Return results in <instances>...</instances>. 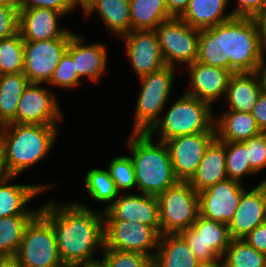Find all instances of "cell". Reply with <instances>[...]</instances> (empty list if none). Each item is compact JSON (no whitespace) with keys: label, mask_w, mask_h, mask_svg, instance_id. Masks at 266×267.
<instances>
[{"label":"cell","mask_w":266,"mask_h":267,"mask_svg":"<svg viewBox=\"0 0 266 267\" xmlns=\"http://www.w3.org/2000/svg\"><path fill=\"white\" fill-rule=\"evenodd\" d=\"M55 201L39 207L40 213L52 224L57 249L63 265H80L93 259L98 246H105L104 216L84 204Z\"/></svg>","instance_id":"obj_1"},{"label":"cell","mask_w":266,"mask_h":267,"mask_svg":"<svg viewBox=\"0 0 266 267\" xmlns=\"http://www.w3.org/2000/svg\"><path fill=\"white\" fill-rule=\"evenodd\" d=\"M57 130L56 125H4L0 129V146L10 174L15 177L40 162L52 149Z\"/></svg>","instance_id":"obj_2"},{"label":"cell","mask_w":266,"mask_h":267,"mask_svg":"<svg viewBox=\"0 0 266 267\" xmlns=\"http://www.w3.org/2000/svg\"><path fill=\"white\" fill-rule=\"evenodd\" d=\"M126 144L131 148L130 158L141 193L158 196L179 181L174 174L165 142L160 141L155 145L149 133L133 132Z\"/></svg>","instance_id":"obj_3"},{"label":"cell","mask_w":266,"mask_h":267,"mask_svg":"<svg viewBox=\"0 0 266 267\" xmlns=\"http://www.w3.org/2000/svg\"><path fill=\"white\" fill-rule=\"evenodd\" d=\"M221 48L223 69L256 72L264 54L256 18L234 16L221 23Z\"/></svg>","instance_id":"obj_4"},{"label":"cell","mask_w":266,"mask_h":267,"mask_svg":"<svg viewBox=\"0 0 266 267\" xmlns=\"http://www.w3.org/2000/svg\"><path fill=\"white\" fill-rule=\"evenodd\" d=\"M213 113L209 103L185 93L148 133L153 136L161 128L159 140L165 142L178 136L215 132Z\"/></svg>","instance_id":"obj_5"},{"label":"cell","mask_w":266,"mask_h":267,"mask_svg":"<svg viewBox=\"0 0 266 267\" xmlns=\"http://www.w3.org/2000/svg\"><path fill=\"white\" fill-rule=\"evenodd\" d=\"M160 234H178L191 227L200 214L199 194L188 181H178L157 196Z\"/></svg>","instance_id":"obj_6"},{"label":"cell","mask_w":266,"mask_h":267,"mask_svg":"<svg viewBox=\"0 0 266 267\" xmlns=\"http://www.w3.org/2000/svg\"><path fill=\"white\" fill-rule=\"evenodd\" d=\"M22 267H61L52 224L38 212L25 227L15 256Z\"/></svg>","instance_id":"obj_7"},{"label":"cell","mask_w":266,"mask_h":267,"mask_svg":"<svg viewBox=\"0 0 266 267\" xmlns=\"http://www.w3.org/2000/svg\"><path fill=\"white\" fill-rule=\"evenodd\" d=\"M174 73L175 68L166 66L139 78L142 86L136 103L133 132L148 133L160 120L159 115L168 101Z\"/></svg>","instance_id":"obj_8"},{"label":"cell","mask_w":266,"mask_h":267,"mask_svg":"<svg viewBox=\"0 0 266 267\" xmlns=\"http://www.w3.org/2000/svg\"><path fill=\"white\" fill-rule=\"evenodd\" d=\"M179 234L202 265L221 261L232 241L228 224L208 219L200 214L191 227Z\"/></svg>","instance_id":"obj_9"},{"label":"cell","mask_w":266,"mask_h":267,"mask_svg":"<svg viewBox=\"0 0 266 267\" xmlns=\"http://www.w3.org/2000/svg\"><path fill=\"white\" fill-rule=\"evenodd\" d=\"M167 66L175 68V62L191 65L198 59L199 30L179 17H172L155 29Z\"/></svg>","instance_id":"obj_10"},{"label":"cell","mask_w":266,"mask_h":267,"mask_svg":"<svg viewBox=\"0 0 266 267\" xmlns=\"http://www.w3.org/2000/svg\"><path fill=\"white\" fill-rule=\"evenodd\" d=\"M160 233L150 226L126 220H104L105 246L103 249L139 252L153 260Z\"/></svg>","instance_id":"obj_11"},{"label":"cell","mask_w":266,"mask_h":267,"mask_svg":"<svg viewBox=\"0 0 266 267\" xmlns=\"http://www.w3.org/2000/svg\"><path fill=\"white\" fill-rule=\"evenodd\" d=\"M70 38L42 41H24L23 74L30 83L49 82L62 56L67 51Z\"/></svg>","instance_id":"obj_12"},{"label":"cell","mask_w":266,"mask_h":267,"mask_svg":"<svg viewBox=\"0 0 266 267\" xmlns=\"http://www.w3.org/2000/svg\"><path fill=\"white\" fill-rule=\"evenodd\" d=\"M215 139V132H200L165 141L174 174L179 181H189L192 178L207 148Z\"/></svg>","instance_id":"obj_13"},{"label":"cell","mask_w":266,"mask_h":267,"mask_svg":"<svg viewBox=\"0 0 266 267\" xmlns=\"http://www.w3.org/2000/svg\"><path fill=\"white\" fill-rule=\"evenodd\" d=\"M40 83H29L20 97L16 118L11 123L57 125L62 119L54 93Z\"/></svg>","instance_id":"obj_14"},{"label":"cell","mask_w":266,"mask_h":267,"mask_svg":"<svg viewBox=\"0 0 266 267\" xmlns=\"http://www.w3.org/2000/svg\"><path fill=\"white\" fill-rule=\"evenodd\" d=\"M244 191V187L240 182L226 178L199 192L200 215L214 221L229 224L233 219Z\"/></svg>","instance_id":"obj_15"},{"label":"cell","mask_w":266,"mask_h":267,"mask_svg":"<svg viewBox=\"0 0 266 267\" xmlns=\"http://www.w3.org/2000/svg\"><path fill=\"white\" fill-rule=\"evenodd\" d=\"M122 38L131 65L139 78L167 66L155 30H132Z\"/></svg>","instance_id":"obj_16"},{"label":"cell","mask_w":266,"mask_h":267,"mask_svg":"<svg viewBox=\"0 0 266 267\" xmlns=\"http://www.w3.org/2000/svg\"><path fill=\"white\" fill-rule=\"evenodd\" d=\"M104 220H126L154 227L160 233L157 196L124 194L104 211Z\"/></svg>","instance_id":"obj_17"},{"label":"cell","mask_w":266,"mask_h":267,"mask_svg":"<svg viewBox=\"0 0 266 267\" xmlns=\"http://www.w3.org/2000/svg\"><path fill=\"white\" fill-rule=\"evenodd\" d=\"M62 13L47 8L19 11V32L23 41H42L71 38L72 32L58 27L57 17Z\"/></svg>","instance_id":"obj_18"},{"label":"cell","mask_w":266,"mask_h":267,"mask_svg":"<svg viewBox=\"0 0 266 267\" xmlns=\"http://www.w3.org/2000/svg\"><path fill=\"white\" fill-rule=\"evenodd\" d=\"M191 78V88L185 93L199 100L205 101L212 106L213 101L221 95H226L231 75L230 70L213 67L195 61L188 65Z\"/></svg>","instance_id":"obj_19"},{"label":"cell","mask_w":266,"mask_h":267,"mask_svg":"<svg viewBox=\"0 0 266 267\" xmlns=\"http://www.w3.org/2000/svg\"><path fill=\"white\" fill-rule=\"evenodd\" d=\"M265 222L262 182L249 192L244 191L233 219L228 224L232 239H243L258 225Z\"/></svg>","instance_id":"obj_20"},{"label":"cell","mask_w":266,"mask_h":267,"mask_svg":"<svg viewBox=\"0 0 266 267\" xmlns=\"http://www.w3.org/2000/svg\"><path fill=\"white\" fill-rule=\"evenodd\" d=\"M83 37L72 33L67 52L72 56L75 69L80 78L86 76L96 82L106 70L107 49L103 44L84 45Z\"/></svg>","instance_id":"obj_21"},{"label":"cell","mask_w":266,"mask_h":267,"mask_svg":"<svg viewBox=\"0 0 266 267\" xmlns=\"http://www.w3.org/2000/svg\"><path fill=\"white\" fill-rule=\"evenodd\" d=\"M226 178L228 177L225 142L215 139L207 148L196 173L188 182L199 193Z\"/></svg>","instance_id":"obj_22"},{"label":"cell","mask_w":266,"mask_h":267,"mask_svg":"<svg viewBox=\"0 0 266 267\" xmlns=\"http://www.w3.org/2000/svg\"><path fill=\"white\" fill-rule=\"evenodd\" d=\"M152 264L155 267H200L202 265L179 233L160 235Z\"/></svg>","instance_id":"obj_23"},{"label":"cell","mask_w":266,"mask_h":267,"mask_svg":"<svg viewBox=\"0 0 266 267\" xmlns=\"http://www.w3.org/2000/svg\"><path fill=\"white\" fill-rule=\"evenodd\" d=\"M257 72L233 73L230 77L226 98L230 110L251 113L261 92V82Z\"/></svg>","instance_id":"obj_24"},{"label":"cell","mask_w":266,"mask_h":267,"mask_svg":"<svg viewBox=\"0 0 266 267\" xmlns=\"http://www.w3.org/2000/svg\"><path fill=\"white\" fill-rule=\"evenodd\" d=\"M218 119L214 120V129L220 142H242L262 132L248 112L229 110Z\"/></svg>","instance_id":"obj_25"},{"label":"cell","mask_w":266,"mask_h":267,"mask_svg":"<svg viewBox=\"0 0 266 267\" xmlns=\"http://www.w3.org/2000/svg\"><path fill=\"white\" fill-rule=\"evenodd\" d=\"M228 0H190L185 11L179 16L191 27L209 29L234 17L224 15Z\"/></svg>","instance_id":"obj_26"},{"label":"cell","mask_w":266,"mask_h":267,"mask_svg":"<svg viewBox=\"0 0 266 267\" xmlns=\"http://www.w3.org/2000/svg\"><path fill=\"white\" fill-rule=\"evenodd\" d=\"M13 178L14 176L0 184V218L13 215H36L40 209L29 211L25 208L26 203L50 185L8 184Z\"/></svg>","instance_id":"obj_27"},{"label":"cell","mask_w":266,"mask_h":267,"mask_svg":"<svg viewBox=\"0 0 266 267\" xmlns=\"http://www.w3.org/2000/svg\"><path fill=\"white\" fill-rule=\"evenodd\" d=\"M83 10L86 15L97 11L104 24L118 37L132 31L129 0H92Z\"/></svg>","instance_id":"obj_28"},{"label":"cell","mask_w":266,"mask_h":267,"mask_svg":"<svg viewBox=\"0 0 266 267\" xmlns=\"http://www.w3.org/2000/svg\"><path fill=\"white\" fill-rule=\"evenodd\" d=\"M29 83L23 72L0 75V129L16 118L20 97Z\"/></svg>","instance_id":"obj_29"},{"label":"cell","mask_w":266,"mask_h":267,"mask_svg":"<svg viewBox=\"0 0 266 267\" xmlns=\"http://www.w3.org/2000/svg\"><path fill=\"white\" fill-rule=\"evenodd\" d=\"M132 30H155L171 19L165 0H129Z\"/></svg>","instance_id":"obj_30"},{"label":"cell","mask_w":266,"mask_h":267,"mask_svg":"<svg viewBox=\"0 0 266 267\" xmlns=\"http://www.w3.org/2000/svg\"><path fill=\"white\" fill-rule=\"evenodd\" d=\"M35 215H13L0 218V256L15 257L27 224Z\"/></svg>","instance_id":"obj_31"},{"label":"cell","mask_w":266,"mask_h":267,"mask_svg":"<svg viewBox=\"0 0 266 267\" xmlns=\"http://www.w3.org/2000/svg\"><path fill=\"white\" fill-rule=\"evenodd\" d=\"M221 261L224 267H266V254L250 246L245 239H232Z\"/></svg>","instance_id":"obj_32"},{"label":"cell","mask_w":266,"mask_h":267,"mask_svg":"<svg viewBox=\"0 0 266 267\" xmlns=\"http://www.w3.org/2000/svg\"><path fill=\"white\" fill-rule=\"evenodd\" d=\"M198 62L223 68L221 48V23L209 29L199 30Z\"/></svg>","instance_id":"obj_33"},{"label":"cell","mask_w":266,"mask_h":267,"mask_svg":"<svg viewBox=\"0 0 266 267\" xmlns=\"http://www.w3.org/2000/svg\"><path fill=\"white\" fill-rule=\"evenodd\" d=\"M24 41L21 33L0 40V75L23 72Z\"/></svg>","instance_id":"obj_34"},{"label":"cell","mask_w":266,"mask_h":267,"mask_svg":"<svg viewBox=\"0 0 266 267\" xmlns=\"http://www.w3.org/2000/svg\"><path fill=\"white\" fill-rule=\"evenodd\" d=\"M85 186L90 196L96 201L110 202L104 211L114 202L120 193L110 176L109 170L91 169L85 177Z\"/></svg>","instance_id":"obj_35"},{"label":"cell","mask_w":266,"mask_h":267,"mask_svg":"<svg viewBox=\"0 0 266 267\" xmlns=\"http://www.w3.org/2000/svg\"><path fill=\"white\" fill-rule=\"evenodd\" d=\"M226 174L231 180L241 182L243 175L257 173L251 166L246 147L241 142L225 143Z\"/></svg>","instance_id":"obj_36"},{"label":"cell","mask_w":266,"mask_h":267,"mask_svg":"<svg viewBox=\"0 0 266 267\" xmlns=\"http://www.w3.org/2000/svg\"><path fill=\"white\" fill-rule=\"evenodd\" d=\"M108 170L119 192L137 187L134 165L130 156L115 157L111 160Z\"/></svg>","instance_id":"obj_37"},{"label":"cell","mask_w":266,"mask_h":267,"mask_svg":"<svg viewBox=\"0 0 266 267\" xmlns=\"http://www.w3.org/2000/svg\"><path fill=\"white\" fill-rule=\"evenodd\" d=\"M106 267H149L152 259L139 252L104 249L103 260Z\"/></svg>","instance_id":"obj_38"},{"label":"cell","mask_w":266,"mask_h":267,"mask_svg":"<svg viewBox=\"0 0 266 267\" xmlns=\"http://www.w3.org/2000/svg\"><path fill=\"white\" fill-rule=\"evenodd\" d=\"M63 88L76 87L80 83V77L75 69L72 56L66 51L54 70L53 76L48 82Z\"/></svg>","instance_id":"obj_39"},{"label":"cell","mask_w":266,"mask_h":267,"mask_svg":"<svg viewBox=\"0 0 266 267\" xmlns=\"http://www.w3.org/2000/svg\"><path fill=\"white\" fill-rule=\"evenodd\" d=\"M241 143L246 147L250 166L256 172L266 167V132H260Z\"/></svg>","instance_id":"obj_40"},{"label":"cell","mask_w":266,"mask_h":267,"mask_svg":"<svg viewBox=\"0 0 266 267\" xmlns=\"http://www.w3.org/2000/svg\"><path fill=\"white\" fill-rule=\"evenodd\" d=\"M19 32V10L15 7L0 5V40Z\"/></svg>","instance_id":"obj_41"},{"label":"cell","mask_w":266,"mask_h":267,"mask_svg":"<svg viewBox=\"0 0 266 267\" xmlns=\"http://www.w3.org/2000/svg\"><path fill=\"white\" fill-rule=\"evenodd\" d=\"M74 7L72 0H19L18 3L19 11L31 8H47L66 14Z\"/></svg>","instance_id":"obj_42"},{"label":"cell","mask_w":266,"mask_h":267,"mask_svg":"<svg viewBox=\"0 0 266 267\" xmlns=\"http://www.w3.org/2000/svg\"><path fill=\"white\" fill-rule=\"evenodd\" d=\"M233 10L234 16L253 17L266 10V0H238V7Z\"/></svg>","instance_id":"obj_43"},{"label":"cell","mask_w":266,"mask_h":267,"mask_svg":"<svg viewBox=\"0 0 266 267\" xmlns=\"http://www.w3.org/2000/svg\"><path fill=\"white\" fill-rule=\"evenodd\" d=\"M244 239L250 246L266 254V222L258 225Z\"/></svg>","instance_id":"obj_44"},{"label":"cell","mask_w":266,"mask_h":267,"mask_svg":"<svg viewBox=\"0 0 266 267\" xmlns=\"http://www.w3.org/2000/svg\"><path fill=\"white\" fill-rule=\"evenodd\" d=\"M251 114L260 130L266 132V91L263 90L259 95Z\"/></svg>","instance_id":"obj_45"},{"label":"cell","mask_w":266,"mask_h":267,"mask_svg":"<svg viewBox=\"0 0 266 267\" xmlns=\"http://www.w3.org/2000/svg\"><path fill=\"white\" fill-rule=\"evenodd\" d=\"M168 12L173 17H179L187 8L190 0H165Z\"/></svg>","instance_id":"obj_46"},{"label":"cell","mask_w":266,"mask_h":267,"mask_svg":"<svg viewBox=\"0 0 266 267\" xmlns=\"http://www.w3.org/2000/svg\"><path fill=\"white\" fill-rule=\"evenodd\" d=\"M256 20L258 22L259 25V29H260V37H261V46H262V50L264 52V48L266 50V10L259 14L256 17Z\"/></svg>","instance_id":"obj_47"},{"label":"cell","mask_w":266,"mask_h":267,"mask_svg":"<svg viewBox=\"0 0 266 267\" xmlns=\"http://www.w3.org/2000/svg\"><path fill=\"white\" fill-rule=\"evenodd\" d=\"M12 177L6 166L5 156L0 146V184L9 180Z\"/></svg>","instance_id":"obj_48"},{"label":"cell","mask_w":266,"mask_h":267,"mask_svg":"<svg viewBox=\"0 0 266 267\" xmlns=\"http://www.w3.org/2000/svg\"><path fill=\"white\" fill-rule=\"evenodd\" d=\"M265 62L266 61H265L264 55L262 54L258 69L256 71L261 82V87L264 91H266V64Z\"/></svg>","instance_id":"obj_49"},{"label":"cell","mask_w":266,"mask_h":267,"mask_svg":"<svg viewBox=\"0 0 266 267\" xmlns=\"http://www.w3.org/2000/svg\"><path fill=\"white\" fill-rule=\"evenodd\" d=\"M0 267H22L15 257H1Z\"/></svg>","instance_id":"obj_50"},{"label":"cell","mask_w":266,"mask_h":267,"mask_svg":"<svg viewBox=\"0 0 266 267\" xmlns=\"http://www.w3.org/2000/svg\"><path fill=\"white\" fill-rule=\"evenodd\" d=\"M78 267H106L102 261L96 260L93 262H88L78 265Z\"/></svg>","instance_id":"obj_51"},{"label":"cell","mask_w":266,"mask_h":267,"mask_svg":"<svg viewBox=\"0 0 266 267\" xmlns=\"http://www.w3.org/2000/svg\"><path fill=\"white\" fill-rule=\"evenodd\" d=\"M19 0H0V5L15 7L18 9Z\"/></svg>","instance_id":"obj_52"},{"label":"cell","mask_w":266,"mask_h":267,"mask_svg":"<svg viewBox=\"0 0 266 267\" xmlns=\"http://www.w3.org/2000/svg\"><path fill=\"white\" fill-rule=\"evenodd\" d=\"M262 195L264 200V219L266 222V178L262 181Z\"/></svg>","instance_id":"obj_53"},{"label":"cell","mask_w":266,"mask_h":267,"mask_svg":"<svg viewBox=\"0 0 266 267\" xmlns=\"http://www.w3.org/2000/svg\"><path fill=\"white\" fill-rule=\"evenodd\" d=\"M92 0H72L73 4L76 6L77 4L81 5L82 9Z\"/></svg>","instance_id":"obj_54"},{"label":"cell","mask_w":266,"mask_h":267,"mask_svg":"<svg viewBox=\"0 0 266 267\" xmlns=\"http://www.w3.org/2000/svg\"><path fill=\"white\" fill-rule=\"evenodd\" d=\"M200 267H224V264L222 261H219L213 264H203Z\"/></svg>","instance_id":"obj_55"},{"label":"cell","mask_w":266,"mask_h":267,"mask_svg":"<svg viewBox=\"0 0 266 267\" xmlns=\"http://www.w3.org/2000/svg\"><path fill=\"white\" fill-rule=\"evenodd\" d=\"M61 267H78V265H63Z\"/></svg>","instance_id":"obj_56"}]
</instances>
